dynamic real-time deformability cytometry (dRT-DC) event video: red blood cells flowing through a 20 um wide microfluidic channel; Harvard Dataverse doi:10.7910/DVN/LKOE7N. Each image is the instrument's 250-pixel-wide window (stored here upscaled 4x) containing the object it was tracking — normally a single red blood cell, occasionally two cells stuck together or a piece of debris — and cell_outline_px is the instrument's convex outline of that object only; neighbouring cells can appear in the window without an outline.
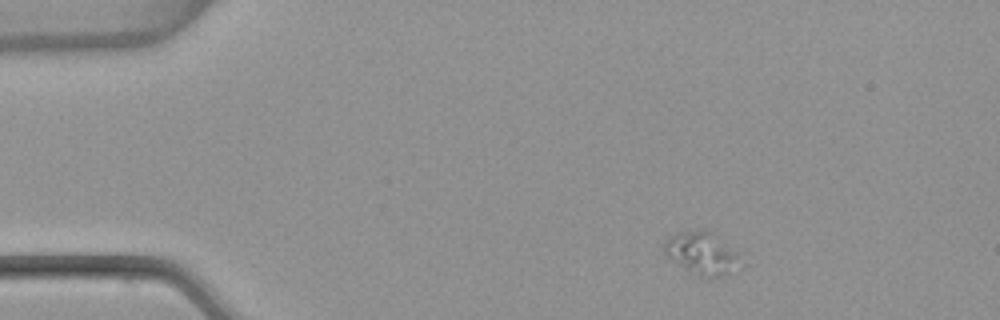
{"species": "common noctule bat (a hibernating species)", "species_latin": "Nyctalus noctula", "temperature_condition": "warm", "stored_images_in_passage": 3, "camera_frame_rate_fps": 3000, "um_per_image_px": 0.085, "animal": {"sex": "female", "body_mass_g": 22.7, "forearm_length_mm": 54.2}, "frame": {"image": 1, "passage_image": 1, "time_ms": 0.0, "image_size_px": [1000, 320], "cell_outline_px": [[748, 264], [728, 272], [716, 276], [700, 276], [680, 264], [668, 256], [664, 252], [664, 244], [672, 236], [684, 232], [712, 232], [744, 252]], "centroid_in_image_um": [59.9, 21.54], "position_along_channel_um": 25.1, "area_um2": 18.79}}
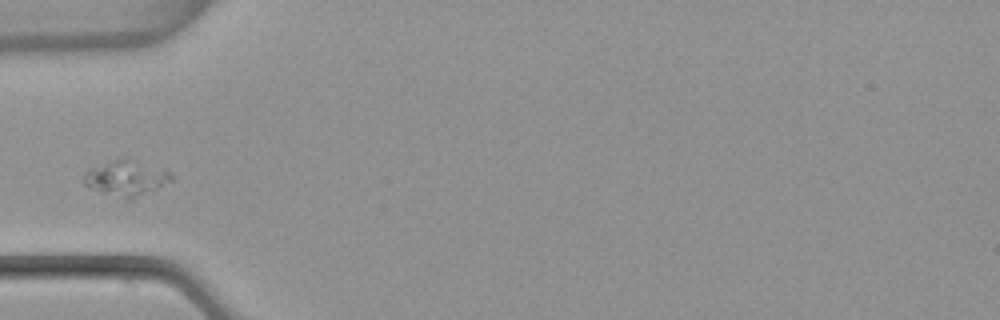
{"frame": {"image": 2, "passage_image": 3, "time_ms": 0.667, "image_size_px": [1000, 320], "cell_outline_px": [[176, 176], [172, 180], [156, 188], [128, 200], [88, 188], [84, 184], [84, 172], [88, 168], [124, 156], [168, 168]], "centroid_in_image_um": [10.76, 15.08], "position_along_channel_um": 74.2, "area_um2": 18.61}}